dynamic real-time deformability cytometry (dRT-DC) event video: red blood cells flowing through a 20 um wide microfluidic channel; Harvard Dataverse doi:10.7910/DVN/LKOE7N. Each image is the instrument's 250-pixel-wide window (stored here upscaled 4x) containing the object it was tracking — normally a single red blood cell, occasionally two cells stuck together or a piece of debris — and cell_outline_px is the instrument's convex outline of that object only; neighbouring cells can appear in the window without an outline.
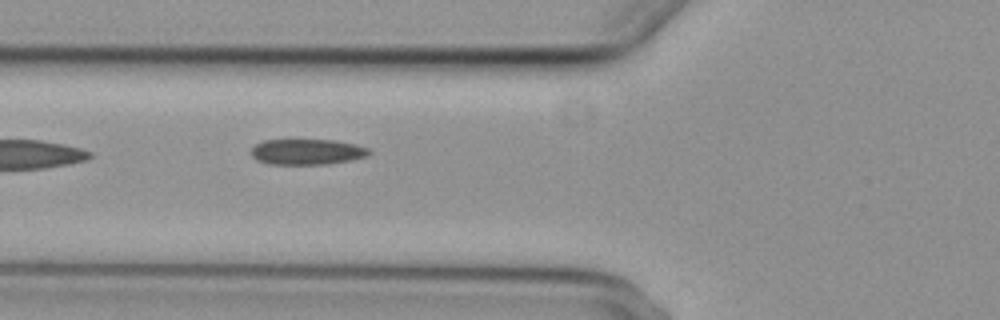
{"species": "common noctule bat (a hibernating species)", "species_latin": "Nyctalus noctula", "temperature_condition": "cold", "stored_images_in_passage": 2, "camera_frame_rate_fps": 3000, "um_per_image_px": 0.085, "animal": {"sex": "female", "body_mass_g": 29.2, "forearm_length_mm": 56.3}, "frame": {"image": 1, "passage_image": 2, "time_ms": 1.333, "image_size_px": [1000, 320], "cell_outline_px": [[372, 152], [368, 156], [352, 160], [328, 164], [268, 164], [256, 160], [252, 156], [252, 148], [256, 144], [264, 140], [336, 140], [356, 144], [368, 148]], "centroid_in_image_um": [26.13, 12.91], "position_along_channel_um": 99.7, "area_um2": 17.74}}